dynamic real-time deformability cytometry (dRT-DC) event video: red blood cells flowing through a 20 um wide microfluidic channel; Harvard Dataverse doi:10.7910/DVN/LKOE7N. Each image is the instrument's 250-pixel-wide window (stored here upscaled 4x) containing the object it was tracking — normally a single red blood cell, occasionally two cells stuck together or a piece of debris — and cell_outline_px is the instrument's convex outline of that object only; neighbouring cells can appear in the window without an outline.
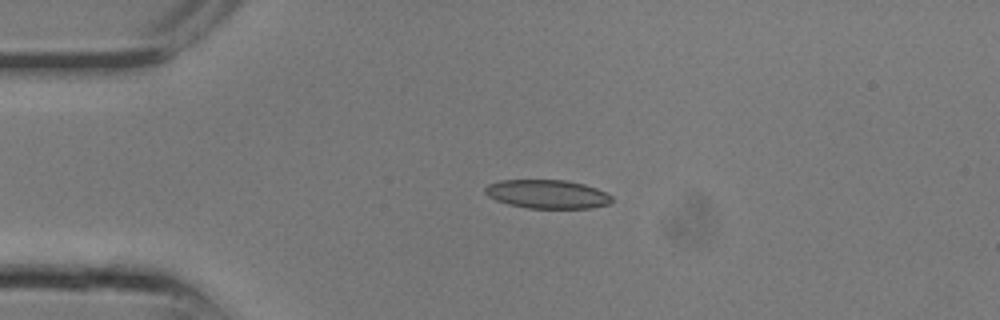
{"species": "common noctule bat (a hibernating species)", "species_latin": "Nyctalus noctula", "temperature_condition": "room temperature", "stored_images_in_passage": 10, "camera_frame_rate_fps": 3000, "um_per_image_px": 0.085, "animal": {"sex": "male", "body_mass_g": 13.3}, "frame": {"image": 1, "passage_image": 5, "time_ms": 1.333, "image_size_px": [1000, 320], "cell_outline_px": [[612, 200], [608, 204], [592, 208], [528, 208], [508, 204], [496, 200], [488, 196], [484, 192], [484, 188], [488, 184], [500, 180], [568, 180], [584, 184], [596, 188], [612, 196]], "centroid_in_image_um": [46.5, 16.5], "position_along_channel_um": 38.5, "area_um2": 21.21}}
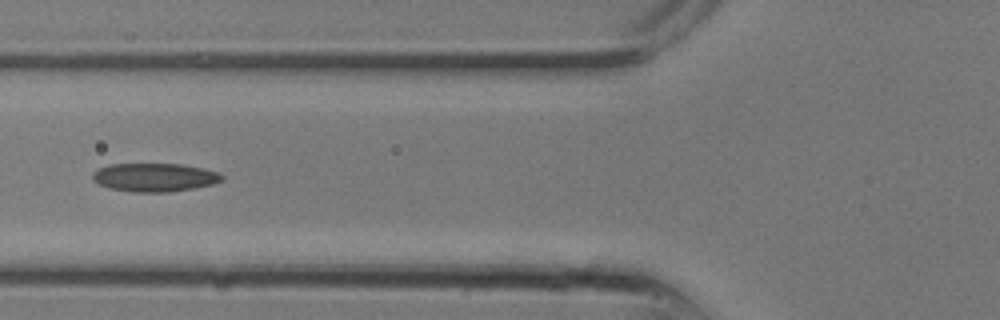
{"frame": {"image": 2, "passage_image": 9, "time_ms": 2.667, "image_size_px": [1000, 320], "cell_outline_px": [[224, 176], [220, 180], [212, 184], [192, 188], [168, 192], [132, 192], [108, 188], [92, 180], [92, 172], [96, 168], [108, 164], [180, 164], [220, 172]], "centroid_in_image_um": [13.07, 15.07], "position_along_channel_um": 112.7, "area_um2": 21.44}}